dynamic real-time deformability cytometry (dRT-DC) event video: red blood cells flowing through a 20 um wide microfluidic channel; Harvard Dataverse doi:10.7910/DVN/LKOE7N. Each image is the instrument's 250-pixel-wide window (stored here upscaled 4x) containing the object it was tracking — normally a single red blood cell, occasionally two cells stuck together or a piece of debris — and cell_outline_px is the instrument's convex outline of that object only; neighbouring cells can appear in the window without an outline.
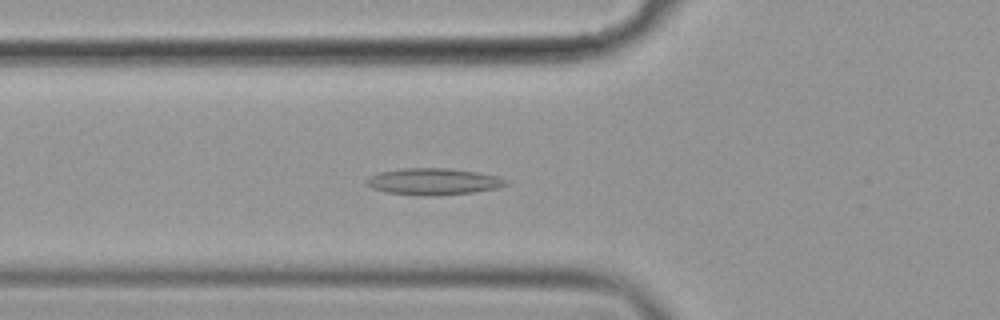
{"species": "common noctule bat (a hibernating species)", "species_latin": "Nyctalus noctula", "temperature_condition": "cold", "stored_images_in_passage": 57, "camera_frame_rate_fps": 3000, "um_per_image_px": 0.085, "animal": {"sex": "female", "body_mass_g": 19.9}, "frame": {"image": 1, "passage_image": 20, "time_ms": 6.333, "image_size_px": [1000, 320], "cell_outline_px": [[508, 184], [496, 188], [472, 192], [388, 192], [372, 188], [368, 184], [368, 180], [372, 176], [380, 172], [404, 168], [448, 168], [476, 172], [496, 176], [508, 180]], "centroid_in_image_um": [36.9, 15.36], "position_along_channel_um": 88.9, "area_um2": 19.88}}
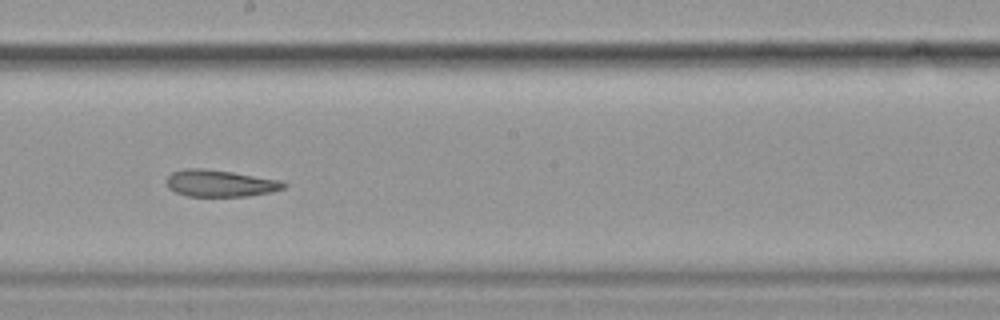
{"frame": {"image": 2, "passage_image": 32, "time_ms": 10.333, "image_size_px": [1000, 320], "cell_outline_px": [[288, 184], [284, 188], [272, 192], [248, 196], [188, 196], [176, 192], [168, 188], [168, 176], [172, 172], [184, 168], [204, 168], [232, 172], [280, 180]], "centroid_in_image_um": [18.73, 15.58], "position_along_channel_um": 229.5, "area_um2": 18.26}}
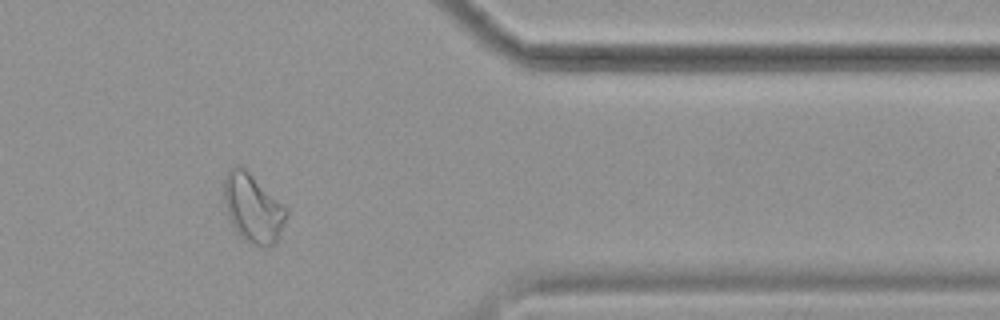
{"frame": {"image": 3, "passage_image": 47, "time_ms": 15.333, "image_size_px": [1000, 320], "cell_outline_px": [[288, 212], [280, 232], [276, 240], [268, 248], [248, 244], [236, 232], [228, 216], [224, 200], [224, 176], [228, 168], [236, 164], [240, 164], [288, 208]], "centroid_in_image_um": [21.47, 17.67], "position_along_channel_um": 389.9, "area_um2": 25.09}, "authors_computed_cell_mechanics": {"area_um2": 21.097, "velocity_mm_per_s": 3.5075, "shape_relaxation_time_tau1_ms": 6.8758, "shape_relaxation_time_tau2_ms": 5.2635, "deformation_change_tau1": 0.1525, "deformation_change_tau2": 0.1321}}